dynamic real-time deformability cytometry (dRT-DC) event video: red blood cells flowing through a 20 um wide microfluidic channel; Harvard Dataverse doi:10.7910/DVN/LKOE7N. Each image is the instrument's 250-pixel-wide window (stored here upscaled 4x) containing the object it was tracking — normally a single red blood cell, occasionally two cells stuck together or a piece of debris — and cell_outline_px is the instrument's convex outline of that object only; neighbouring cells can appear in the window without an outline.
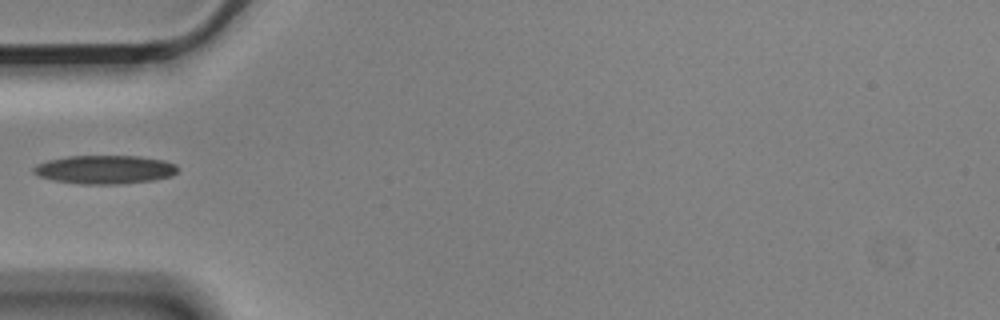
{"species": "Egyptian fruit bat (a non-hibernating species)", "species_latin": "Rousettus aegyptiacus", "temperature_condition": "cold", "stored_images_in_passage": 5, "camera_frame_rate_fps": 3000, "um_per_image_px": 0.085, "animal": {"sex": "male"}, "frame": {"image": 1, "passage_image": 5, "time_ms": 1.333, "image_size_px": [1000, 320], "cell_outline_px": [[176, 172], [172, 176], [152, 180], [120, 184], [80, 184], [56, 180], [40, 176], [32, 172], [32, 168], [36, 164], [48, 160], [68, 156], [140, 156], [164, 160], [176, 164]], "centroid_in_image_um": [8.91, 14.4], "position_along_channel_um": 76.1, "area_um2": 23.93}}